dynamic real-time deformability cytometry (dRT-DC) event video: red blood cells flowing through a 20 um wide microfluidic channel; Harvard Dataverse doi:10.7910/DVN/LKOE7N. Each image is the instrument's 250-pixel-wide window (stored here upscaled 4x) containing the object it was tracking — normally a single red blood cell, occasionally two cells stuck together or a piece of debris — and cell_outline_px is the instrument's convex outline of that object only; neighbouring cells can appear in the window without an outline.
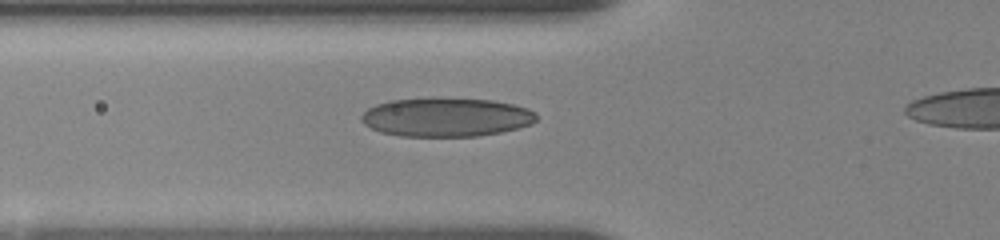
{"species": "human", "species_latin": "Homo sapiens", "temperature_condition": "room temperature", "stored_images_in_passage": 8, "camera_frame_rate_fps": 3000, "um_per_image_px": 0.085, "donor": {"sex": "female"}, "frame": {"image": 1, "passage_image": 3, "time_ms": 1.333, "image_size_px": [1000, 240], "cell_outline_px": [[536, 120], [532, 124], [500, 132], [480, 136], [400, 136], [380, 132], [364, 124], [360, 120], [360, 116], [368, 108], [376, 104], [388, 100], [432, 96], [440, 96], [492, 100], [512, 104], [528, 108], [536, 112]], "centroid_in_image_um": [37.89, 9.93], "position_along_channel_um": 87.9, "area_um2": 40.46}}
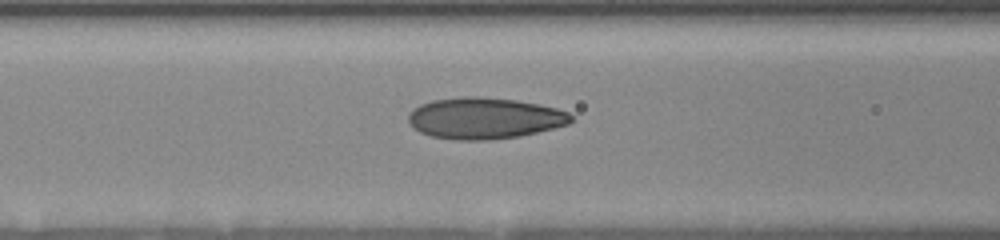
{"frame": {"image": 2, "passage_image": 7, "time_ms": 2.333, "image_size_px": [1000, 240], "cell_outline_px": [[572, 120], [568, 124], [520, 136], [484, 140], [456, 140], [432, 136], [420, 132], [412, 128], [408, 120], [408, 116], [412, 108], [420, 104], [432, 100], [464, 96], [476, 96], [516, 100], [556, 108], [568, 112], [572, 116]], "centroid_in_image_um": [41.13, 10.04], "position_along_channel_um": 125.5, "area_um2": 39.07}}